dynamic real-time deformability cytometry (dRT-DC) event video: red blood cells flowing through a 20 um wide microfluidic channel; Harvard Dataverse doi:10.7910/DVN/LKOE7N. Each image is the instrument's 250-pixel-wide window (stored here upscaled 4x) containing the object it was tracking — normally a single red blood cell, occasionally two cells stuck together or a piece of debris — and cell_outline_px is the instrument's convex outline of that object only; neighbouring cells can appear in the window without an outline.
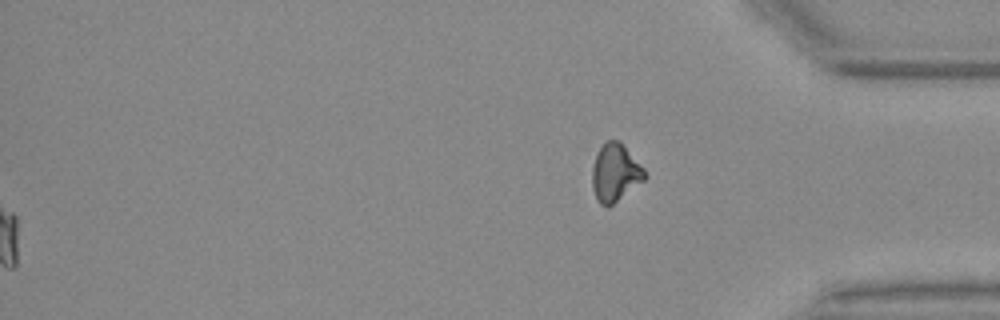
{"species": "Egyptian fruit bat (a non-hibernating species)", "species_latin": "Rousettus aegyptiacus", "temperature_condition": "warm", "stored_images_in_passage": 56, "segment_of_instrument_passage": [2, 2], "camera_frame_rate_fps": 3000, "um_per_image_px": 0.085, "animal": {"sex": "female"}, "frame": {"image": 1, "passage_image": 56, "time_ms": 18.333, "image_size_px": [1000, 320], "cell_outline_px": [[648, 176], [644, 180], [608, 208], [600, 204], [592, 188], [592, 168], [596, 152], [608, 140], [620, 140], [644, 168]], "centroid_in_image_um": [52.3, 14.68], "position_along_channel_um": 382.9, "area_um2": 17.74}}